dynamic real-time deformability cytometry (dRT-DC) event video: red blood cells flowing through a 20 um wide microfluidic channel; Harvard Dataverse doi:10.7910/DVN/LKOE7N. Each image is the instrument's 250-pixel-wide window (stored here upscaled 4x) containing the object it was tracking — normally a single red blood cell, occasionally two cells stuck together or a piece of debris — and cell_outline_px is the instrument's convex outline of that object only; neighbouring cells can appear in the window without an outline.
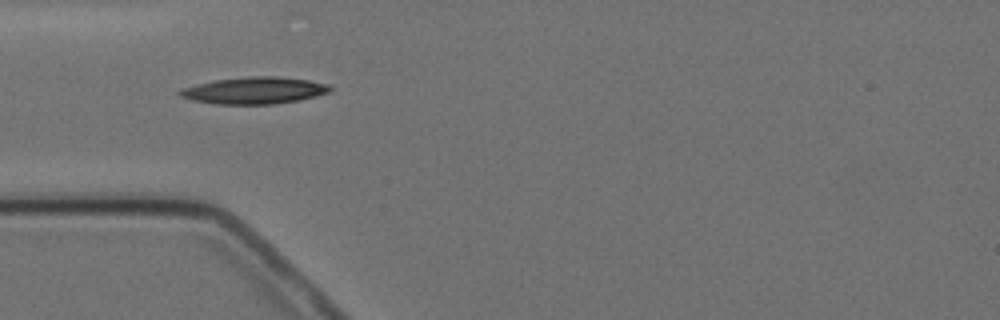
{"species": "Egyptian fruit bat (a non-hibernating species)", "species_latin": "Rousettus aegyptiacus", "temperature_condition": "cold", "stored_images_in_passage": 2, "camera_frame_rate_fps": 3000, "um_per_image_px": 0.085, "animal": {"sex": "female"}, "frame": {"image": 1, "passage_image": 1, "time_ms": 0.0, "image_size_px": [1000, 320], "cell_outline_px": [[332, 88], [328, 92], [316, 96], [300, 100], [272, 104], [216, 104], [192, 100], [180, 96], [176, 92], [184, 88], [196, 84], [216, 80], [248, 76], [276, 76], [308, 80], [328, 84]], "centroid_in_image_um": [21.61, 7.69], "position_along_channel_um": 63.4, "area_um2": 23.41}}
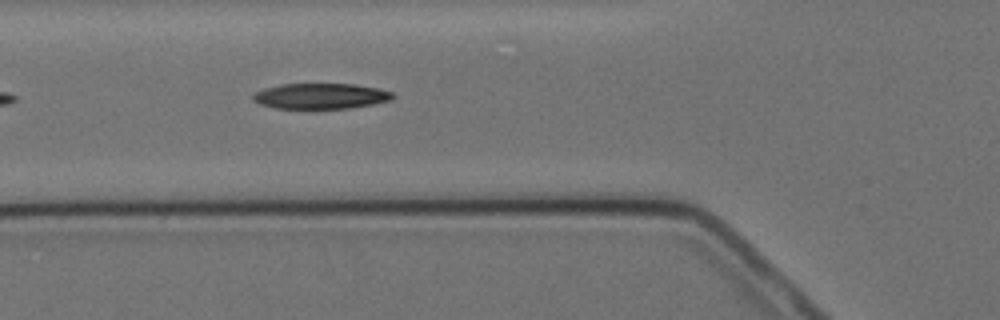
{"frame": {"image": 2, "passage_image": 2, "time_ms": 1.0, "image_size_px": [1000, 320], "cell_outline_px": [[396, 96], [392, 100], [352, 108], [276, 108], [260, 104], [252, 100], [252, 92], [264, 88], [280, 84], [356, 84], [376, 88], [392, 92]], "centroid_in_image_um": [27.24, 8.16], "position_along_channel_um": 98.6, "area_um2": 20.92}}